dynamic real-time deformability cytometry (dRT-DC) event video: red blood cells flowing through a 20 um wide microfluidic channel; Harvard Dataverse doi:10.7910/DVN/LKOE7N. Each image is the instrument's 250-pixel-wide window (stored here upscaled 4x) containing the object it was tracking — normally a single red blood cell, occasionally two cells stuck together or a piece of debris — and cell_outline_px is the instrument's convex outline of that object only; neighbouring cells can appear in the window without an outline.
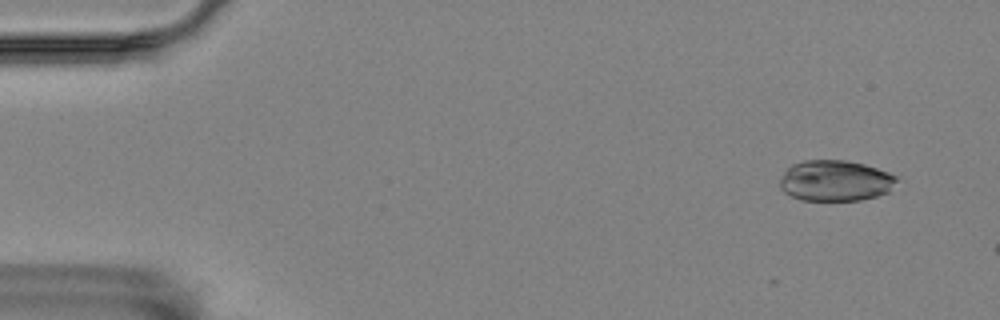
{"species": "Egyptian fruit bat (a non-hibernating species)", "species_latin": "Rousettus aegyptiacus", "temperature_condition": "room temperature", "stored_images_in_passage": 11, "camera_frame_rate_fps": 3000, "um_per_image_px": 0.085, "animal": {"sex": "female"}, "frame": {"image": 1, "passage_image": 4, "time_ms": 1.0, "image_size_px": [1000, 320], "cell_outline_px": [[900, 180], [888, 192], [876, 196], [860, 200], [800, 200], [784, 192], [780, 188], [780, 180], [784, 172], [792, 164], [804, 160], [844, 160], [864, 164], [900, 176]], "centroid_in_image_um": [71.03, 15.36], "position_along_channel_um": 14.0, "area_um2": 27.98}}